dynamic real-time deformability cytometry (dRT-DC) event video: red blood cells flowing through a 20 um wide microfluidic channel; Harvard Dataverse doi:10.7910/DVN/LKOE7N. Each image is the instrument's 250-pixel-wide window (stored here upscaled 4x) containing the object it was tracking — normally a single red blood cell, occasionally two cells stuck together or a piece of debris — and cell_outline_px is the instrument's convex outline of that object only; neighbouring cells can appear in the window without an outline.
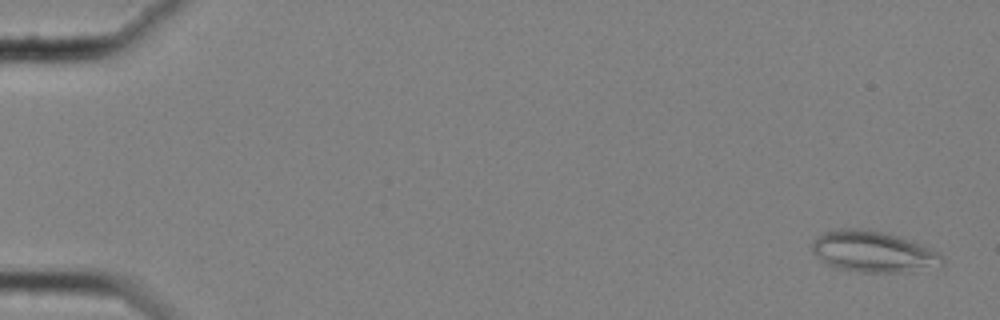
{"species": "common noctule bat (a hibernating species)", "species_latin": "Nyctalus noctula", "temperature_condition": "cold", "stored_images_in_passage": 59, "camera_frame_rate_fps": 3000, "um_per_image_px": 0.085, "animal": {"sex": "female", "body_mass_g": 25.1}, "frame": {"image": 1, "passage_image": 3, "time_ms": 0.667, "image_size_px": [1000, 320], "cell_outline_px": [[944, 264], [940, 268], [904, 272], [860, 272], [836, 268], [828, 264], [816, 256], [812, 252], [812, 240], [816, 236], [824, 232], [840, 228], [856, 228], [880, 232], [896, 236], [932, 248], [940, 252], [944, 260]], "centroid_in_image_um": [74.25, 21.41], "position_along_channel_um": 10.7, "area_um2": 31.39}}
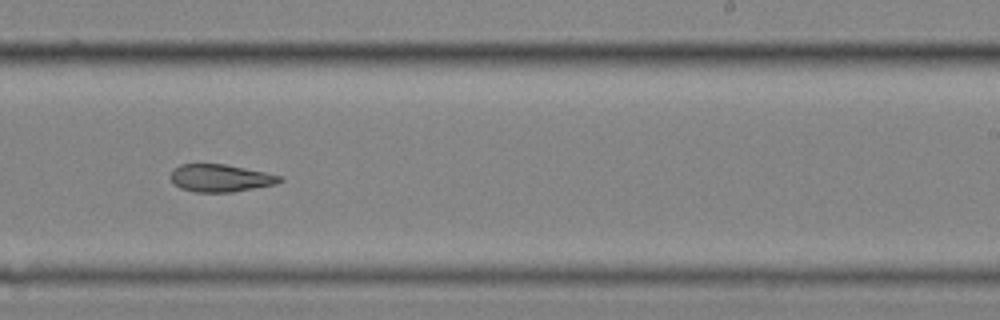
{"frame": {"image": 2, "passage_image": 38, "time_ms": 12.333, "image_size_px": [1000, 320], "cell_outline_px": [[284, 180], [276, 184], [232, 192], [196, 192], [180, 188], [172, 184], [168, 176], [180, 164], [224, 164], [284, 176]], "centroid_in_image_um": [18.72, 15.14], "position_along_channel_um": 270.3, "area_um2": 17.57}}
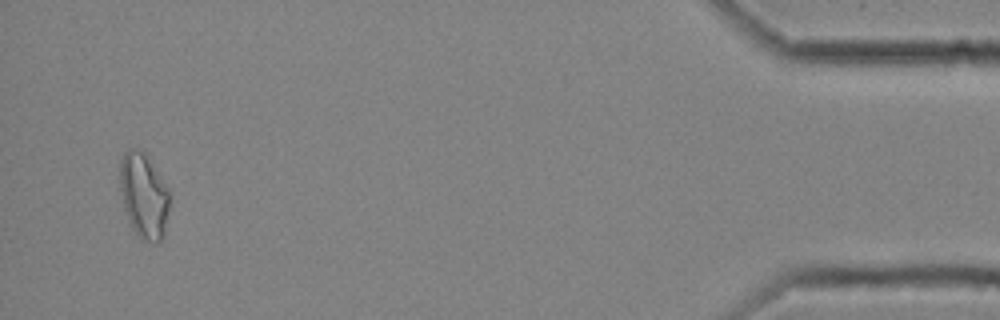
{"frame": {"image": 3, "passage_image": 57, "time_ms": 18.667, "image_size_px": [1000, 320], "cell_outline_px": [[168, 208], [164, 236], [156, 244], [152, 244], [140, 240], [136, 236], [128, 220], [124, 208], [120, 192], [120, 160], [124, 152], [128, 148], [140, 148], [144, 152], [168, 188]], "centroid_in_image_um": [12.19, 16.66], "position_along_channel_um": 423.0, "area_um2": 24.85}, "authors_computed_cell_mechanics": {"area_um2": 20.8658, "velocity_mm_per_s": 3.5368, "shape_relaxation_time_tau1_ms": null, "shape_relaxation_time_tau2_ms": 8.782, "deformation_change_tau1": null, "deformation_change_tau2": 0.1576}}